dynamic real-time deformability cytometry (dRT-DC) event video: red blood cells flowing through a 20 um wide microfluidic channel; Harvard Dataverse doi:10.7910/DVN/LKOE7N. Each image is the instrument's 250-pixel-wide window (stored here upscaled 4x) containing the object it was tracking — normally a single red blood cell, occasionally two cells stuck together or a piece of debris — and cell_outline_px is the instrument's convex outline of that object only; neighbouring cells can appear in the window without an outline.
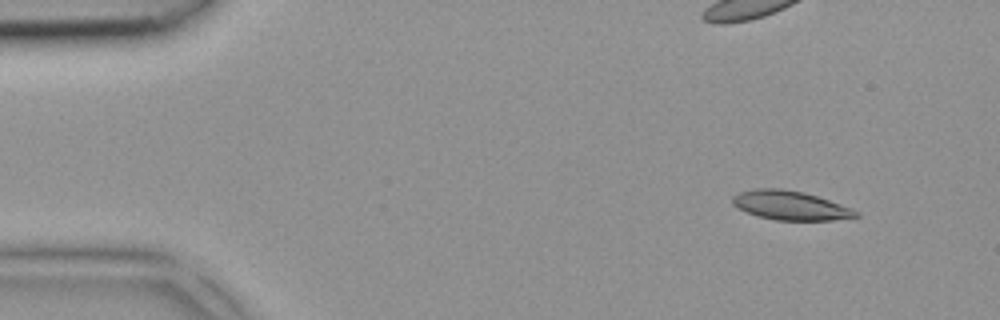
{"species": "common noctule bat (a hibernating species)", "species_latin": "Nyctalus noctula", "temperature_condition": "room temperature", "stored_images_in_passage": 2, "segment_of_instrument_passage": [2, 2], "camera_frame_rate_fps": 3000, "um_per_image_px": 0.085, "animal": {"sex": "female", "body_mass_g": 18.4}, "frame": {"image": 1, "passage_image": 2, "time_ms": 0.333, "image_size_px": [1000, 320], "cell_outline_px": [[860, 216], [832, 220], [776, 220], [756, 216], [732, 204], [732, 196], [740, 192], [756, 188], [780, 188], [804, 192], [852, 208], [860, 212]], "centroid_in_image_um": [67.18, 17.46], "position_along_channel_um": 17.8, "area_um2": 20.81}}